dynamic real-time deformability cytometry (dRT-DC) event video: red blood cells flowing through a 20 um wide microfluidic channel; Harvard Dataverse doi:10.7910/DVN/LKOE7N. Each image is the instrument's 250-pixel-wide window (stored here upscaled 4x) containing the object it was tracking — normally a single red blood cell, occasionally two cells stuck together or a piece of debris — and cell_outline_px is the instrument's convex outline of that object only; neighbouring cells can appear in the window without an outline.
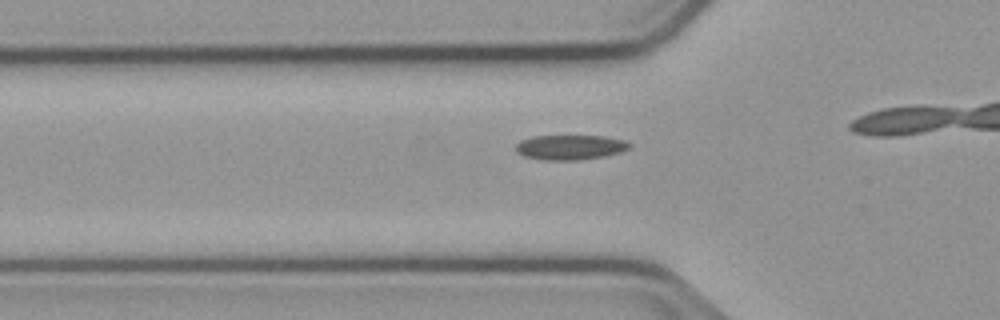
{"species": "common noctule bat (a hibernating species)", "species_latin": "Nyctalus noctula", "temperature_condition": "cold", "stored_images_in_passage": 34, "camera_frame_rate_fps": 3000, "um_per_image_px": 0.085, "animal": {"sex": "male", "body_mass_g": 23.1, "forearm_length_mm": 52.7}, "frame": {"image": 1, "passage_image": 2, "time_ms": 0.333, "image_size_px": [1000, 320], "cell_outline_px": [[632, 144], [628, 148], [620, 152], [604, 156], [576, 160], [544, 160], [524, 156], [516, 152], [516, 144], [520, 140], [532, 136], [604, 136], [624, 140]], "centroid_in_image_um": [48.43, 12.51], "position_along_channel_um": 77.4, "area_um2": 16.42}}
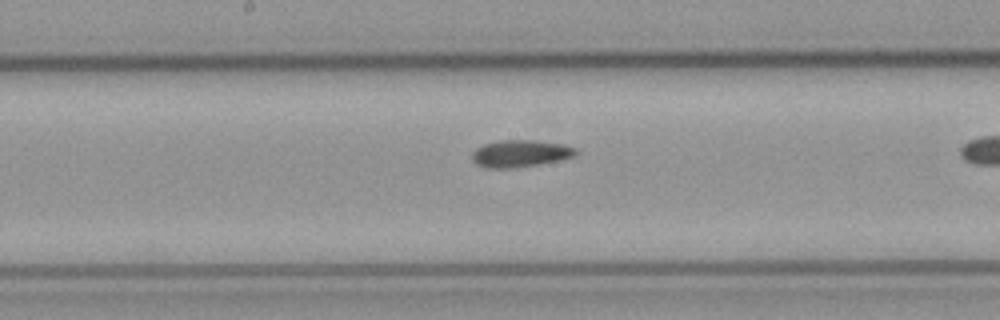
{"frame": {"image": 2, "passage_image": 12, "time_ms": 3.667, "image_size_px": [1000, 320], "cell_outline_px": [[580, 152], [576, 156], [560, 160], [540, 164], [516, 168], [488, 168], [476, 164], [472, 160], [472, 152], [476, 148], [484, 144], [500, 140], [536, 140], [564, 144], [576, 148]], "centroid_in_image_um": [44.26, 13.05], "position_along_channel_um": 203.9, "area_um2": 16.65}}
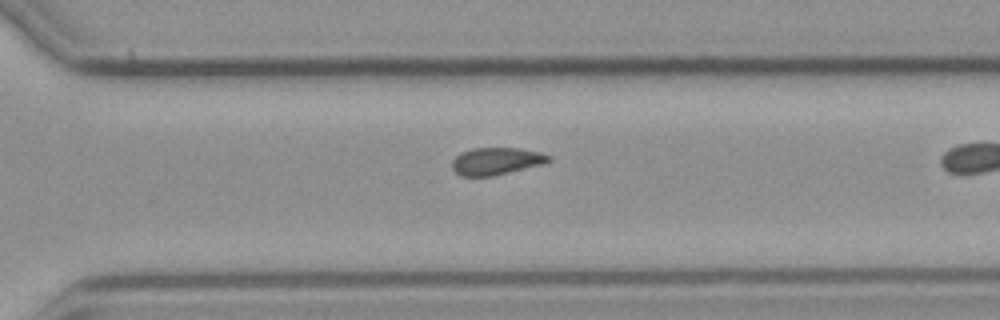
{"frame": {"image": 3, "passage_image": 22, "time_ms": 7.0, "image_size_px": [1000, 320], "cell_outline_px": [[552, 160], [548, 164], [492, 176], [460, 176], [452, 168], [452, 160], [460, 152], [472, 148], [520, 148], [540, 152], [552, 156]], "centroid_in_image_um": [42.24, 13.7], "position_along_channel_um": 328.4, "area_um2": 15.72}}